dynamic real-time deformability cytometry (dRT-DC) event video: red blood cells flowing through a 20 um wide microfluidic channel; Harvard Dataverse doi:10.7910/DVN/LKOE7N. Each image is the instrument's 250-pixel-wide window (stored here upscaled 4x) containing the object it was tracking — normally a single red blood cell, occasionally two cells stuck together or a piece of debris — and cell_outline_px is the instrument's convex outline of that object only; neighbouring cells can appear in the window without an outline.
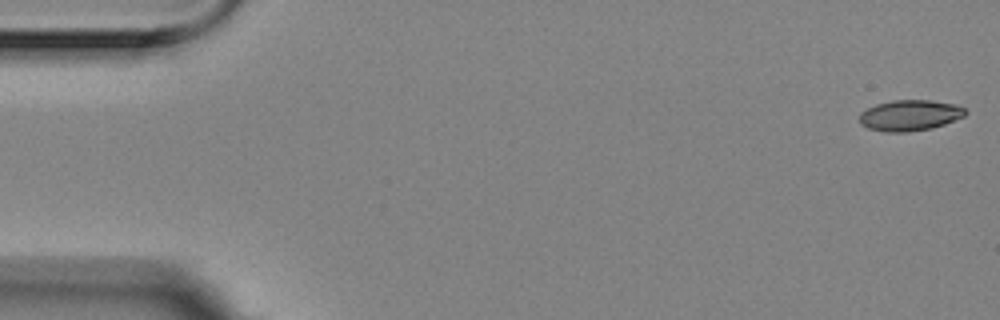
{"species": "Egyptian fruit bat (a non-hibernating species)", "species_latin": "Rousettus aegyptiacus", "temperature_condition": "room temperature", "stored_images_in_passage": 56, "camera_frame_rate_fps": 3000, "um_per_image_px": 0.085, "animal": {"sex": "female"}, "frame": {"image": 1, "passage_image": 1, "time_ms": 0.0, "image_size_px": [1000, 320], "cell_outline_px": [[968, 112], [964, 116], [944, 124], [932, 128], [908, 132], [884, 132], [868, 128], [860, 124], [860, 112], [876, 104], [892, 100], [932, 100], [956, 104], [964, 108]], "centroid_in_image_um": [77.34, 9.8], "position_along_channel_um": 7.7, "area_um2": 19.13}}
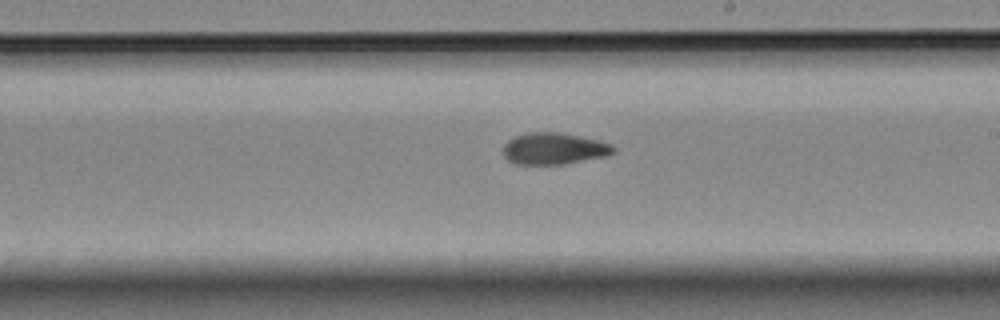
{"frame": {"image": 2, "passage_image": 32, "time_ms": 10.333, "image_size_px": [1000, 320], "cell_outline_px": [[616, 152], [608, 156], [564, 164], [516, 164], [508, 160], [504, 156], [504, 144], [508, 140], [516, 136], [528, 132], [560, 132], [580, 136], [612, 144], [616, 148]], "centroid_in_image_um": [47.12, 12.63], "position_along_channel_um": 241.9, "area_um2": 20.4}}
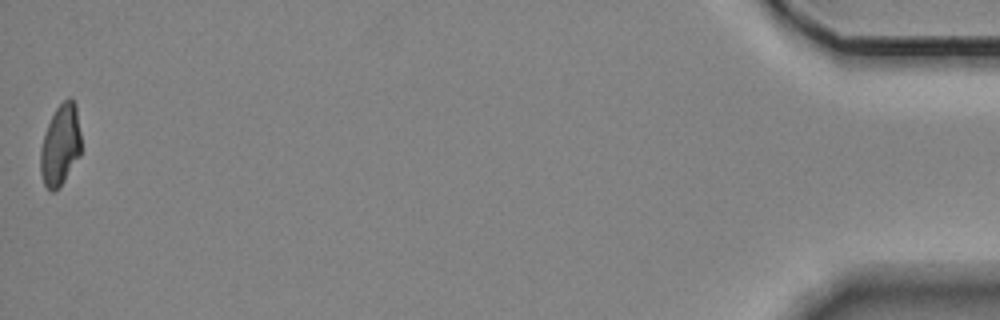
{"frame": {"image": 3, "passage_image": 56, "time_ms": 18.333, "image_size_px": [1000, 320], "cell_outline_px": [[80, 156], [60, 188], [52, 192], [44, 184], [40, 172], [40, 148], [48, 124], [56, 108], [68, 96], [72, 96], [76, 104], [80, 132]], "centroid_in_image_um": [5.14, 12.33], "position_along_channel_um": 430.1, "area_um2": 19.36}, "authors_computed_cell_mechanics": {"area_um2": 19.9699, "velocity_mm_per_s": 3.5362, "shape_relaxation_time_tau1_ms": 8.7871, "shape_relaxation_time_tau2_ms": 4.1003, "deformation_change_tau1": 0.2388, "deformation_change_tau2": 0.1076}}